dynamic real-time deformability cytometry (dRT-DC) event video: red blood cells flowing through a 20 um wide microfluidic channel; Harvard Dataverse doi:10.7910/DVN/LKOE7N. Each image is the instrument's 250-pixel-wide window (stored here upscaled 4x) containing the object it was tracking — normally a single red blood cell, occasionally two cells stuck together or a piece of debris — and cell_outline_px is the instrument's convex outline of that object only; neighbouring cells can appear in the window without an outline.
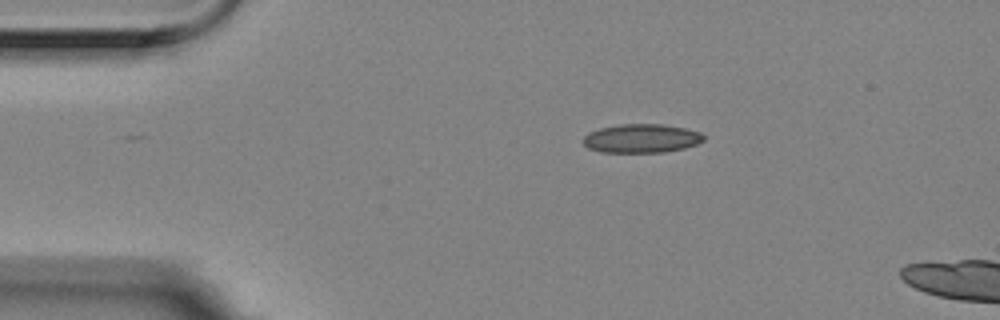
{"species": "Egyptian fruit bat (a non-hibernating species)", "species_latin": "Rousettus aegyptiacus", "temperature_condition": "room temperature", "stored_images_in_passage": 3, "segment_of_instrument_passage": [1, 2], "camera_frame_rate_fps": 3000, "um_per_image_px": 0.085, "animal": {"sex": "female"}, "frame": {"image": 1, "passage_image": 1, "time_ms": 0.0, "image_size_px": [1000, 320], "cell_outline_px": [[704, 140], [696, 144], [684, 148], [664, 152], [600, 152], [588, 148], [580, 140], [588, 132], [600, 128], [620, 124], [664, 124], [684, 128], [700, 132], [704, 136]], "centroid_in_image_um": [54.49, 11.76], "position_along_channel_um": 30.5, "area_um2": 20.29}}